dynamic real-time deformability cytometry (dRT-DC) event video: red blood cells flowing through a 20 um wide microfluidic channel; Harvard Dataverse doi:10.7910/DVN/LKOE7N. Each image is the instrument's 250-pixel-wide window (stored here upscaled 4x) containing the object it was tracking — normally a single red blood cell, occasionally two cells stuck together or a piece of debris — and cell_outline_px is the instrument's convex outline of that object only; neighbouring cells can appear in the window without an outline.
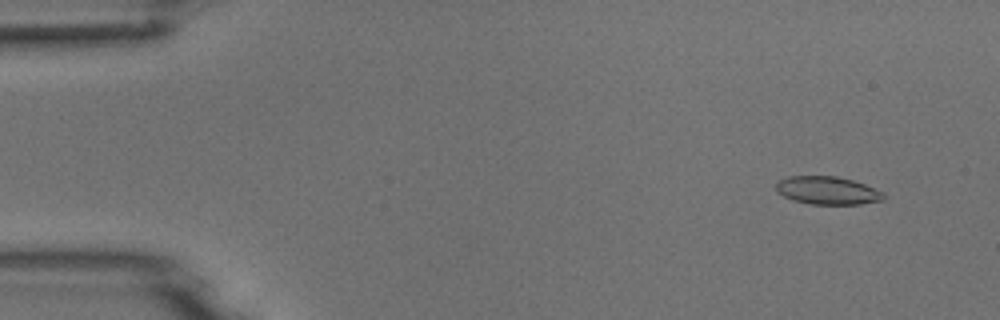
{"species": "common noctule bat (a hibernating species)", "species_latin": "Nyctalus noctula", "temperature_condition": "room temperature", "stored_images_in_passage": 53, "camera_frame_rate_fps": 3000, "um_per_image_px": 0.085, "animal": {"sex": "male", "body_mass_g": 18.8}, "frame": {"image": 1, "passage_image": 4, "time_ms": 1.0, "image_size_px": [1000, 320], "cell_outline_px": [[884, 200], [860, 204], [808, 204], [792, 200], [776, 192], [776, 180], [788, 176], [836, 176], [852, 180], [864, 184], [884, 192]], "centroid_in_image_um": [70.3, 16.19], "position_along_channel_um": 14.7, "area_um2": 17.69}}
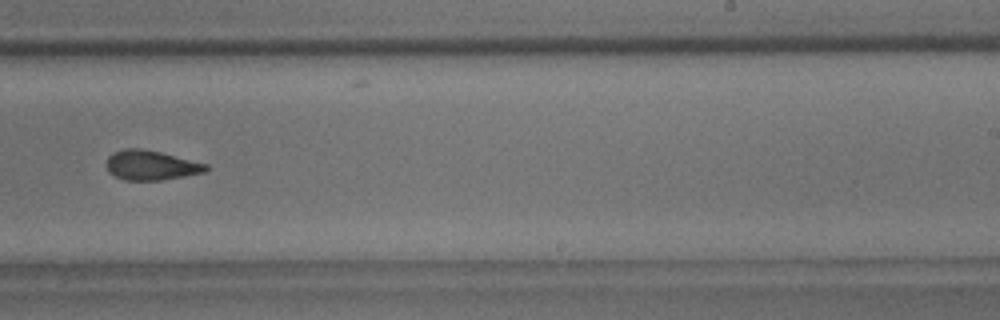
{"frame": {"image": 2, "passage_image": 33, "time_ms": 10.667, "image_size_px": [1000, 320], "cell_outline_px": [[208, 168], [204, 172], [160, 180], [124, 180], [108, 172], [104, 164], [108, 156], [112, 152], [124, 148], [140, 148], [160, 152], [208, 164]], "centroid_in_image_um": [12.76, 14.03], "position_along_channel_um": 276.2, "area_um2": 17.22}}
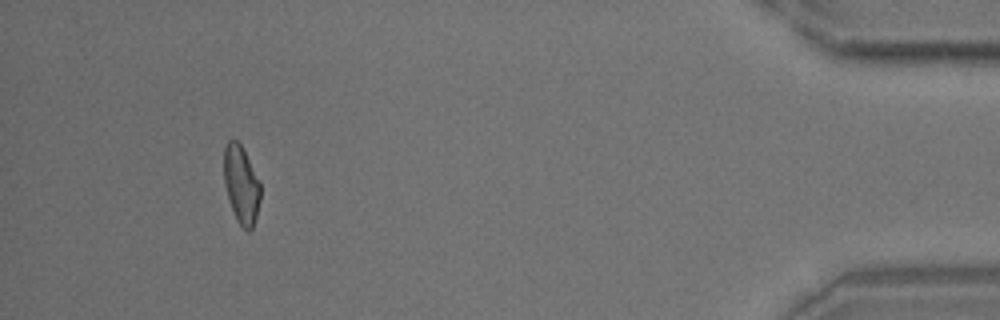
{"frame": {"image": 3, "passage_image": 49, "time_ms": 16.0, "image_size_px": [1000, 320], "cell_outline_px": [[260, 200], [256, 216], [252, 228], [248, 232], [236, 220], [224, 184], [224, 148], [228, 140], [236, 140], [240, 144], [260, 184]], "centroid_in_image_um": [20.49, 15.71], "position_along_channel_um": 414.7, "area_um2": 16.13}}